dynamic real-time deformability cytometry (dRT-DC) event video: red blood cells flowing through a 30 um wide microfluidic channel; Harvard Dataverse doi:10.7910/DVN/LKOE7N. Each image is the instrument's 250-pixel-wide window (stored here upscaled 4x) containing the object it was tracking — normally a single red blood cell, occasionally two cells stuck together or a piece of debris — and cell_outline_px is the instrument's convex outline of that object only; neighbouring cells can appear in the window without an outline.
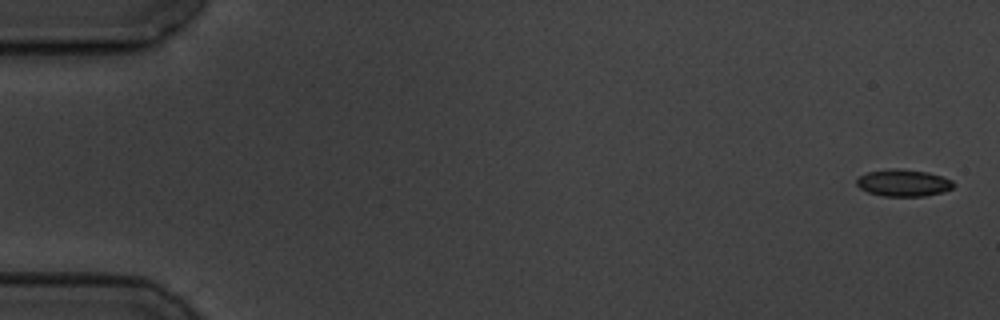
{"species": "common noctule bat (a hibernating species)", "species_latin": "Nyctalus noctula", "temperature_condition": "cold", "stored_images_in_passage": 9, "camera_frame_rate_fps": 3000, "um_per_image_px": 0.085, "animal": {"sex": "male", "body_mass_g": 19.5, "forearm_length_mm": 54.6}, "frame": {"image": 1, "passage_image": 1, "time_ms": 0.0, "image_size_px": [1000, 320], "cell_outline_px": [[956, 184], [952, 188], [944, 192], [924, 196], [884, 196], [868, 192], [860, 188], [856, 184], [856, 180], [860, 176], [868, 172], [892, 168], [896, 168], [928, 172], [952, 180]], "centroid_in_image_um": [76.8, 15.55], "position_along_channel_um": 8.2, "area_um2": 15.2}}
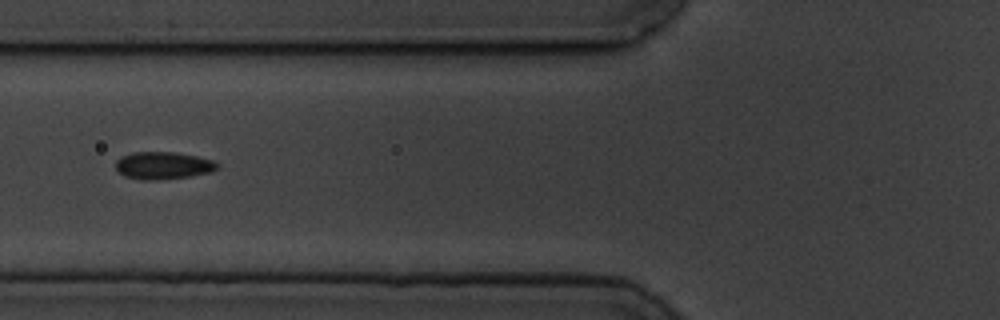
{"frame": {"image": 2, "passage_image": 7, "time_ms": 7.0, "image_size_px": [1000, 320], "cell_outline_px": [[220, 168], [212, 172], [192, 176], [156, 180], [144, 180], [124, 176], [116, 168], [116, 160], [120, 156], [132, 152], [172, 152], [196, 156], [212, 160], [220, 164]], "centroid_in_image_um": [13.89, 14.07], "position_along_channel_um": 111.9, "area_um2": 16.36}}
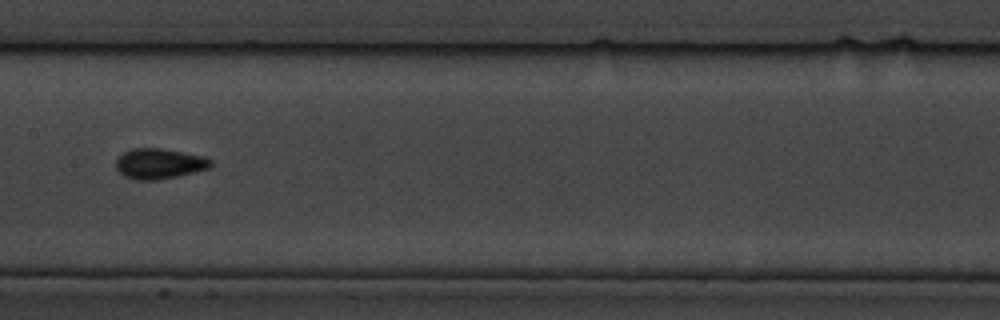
{"frame": {"image": 3, "passage_image": 9, "time_ms": 9.333, "image_size_px": [1000, 320], "cell_outline_px": [[212, 164], [208, 168], [176, 176], [156, 180], [136, 180], [124, 176], [116, 168], [116, 160], [124, 152], [132, 148], [160, 148], [184, 152], [200, 156], [212, 160]], "centroid_in_image_um": [13.5, 13.91], "position_along_channel_um": 193.9, "area_um2": 16.53}}